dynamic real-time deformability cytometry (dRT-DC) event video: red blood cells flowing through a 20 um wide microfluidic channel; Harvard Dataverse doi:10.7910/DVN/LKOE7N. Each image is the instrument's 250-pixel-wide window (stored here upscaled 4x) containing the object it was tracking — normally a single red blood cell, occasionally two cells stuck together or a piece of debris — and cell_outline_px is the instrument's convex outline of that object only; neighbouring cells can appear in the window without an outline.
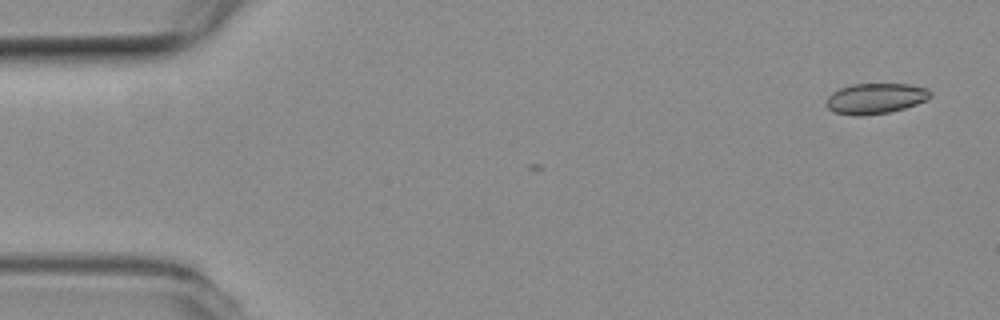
{"species": "common noctule bat (a hibernating species)", "species_latin": "Nyctalus noctula", "temperature_condition": "room temperature", "stored_images_in_passage": 3, "camera_frame_rate_fps": 3000, "um_per_image_px": 0.085, "animal": {"sex": "female", "body_mass_g": 19.3, "forearm_length_mm": 54.1}, "frame": {"image": 1, "passage_image": 3, "time_ms": 0.667, "image_size_px": [1000, 320], "cell_outline_px": [[932, 96], [928, 100], [904, 108], [888, 112], [860, 116], [856, 116], [836, 112], [828, 108], [824, 104], [828, 96], [832, 92], [840, 88], [852, 84], [908, 84], [928, 88], [932, 92]], "centroid_in_image_um": [74.43, 8.36], "position_along_channel_um": 10.6, "area_um2": 18.61}}